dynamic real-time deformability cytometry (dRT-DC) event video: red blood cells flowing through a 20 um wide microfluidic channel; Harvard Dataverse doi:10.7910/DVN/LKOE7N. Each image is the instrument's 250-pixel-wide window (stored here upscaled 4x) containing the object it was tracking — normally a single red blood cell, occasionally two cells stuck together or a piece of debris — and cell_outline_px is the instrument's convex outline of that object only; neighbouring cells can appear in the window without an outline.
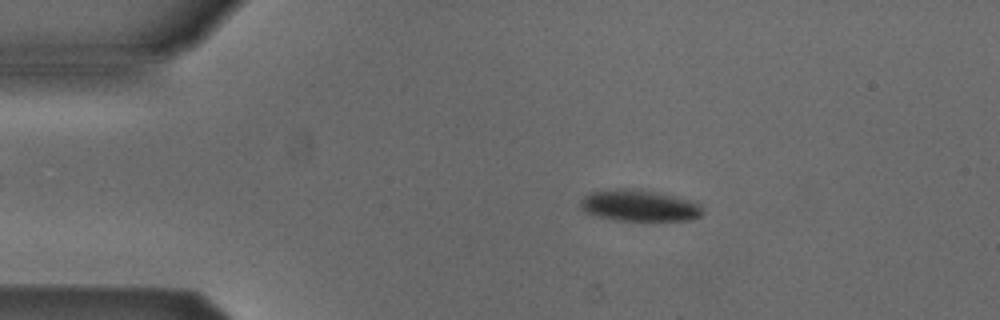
{"species": "Egyptian fruit bat (a non-hibernating species)", "species_latin": "Rousettus aegyptiacus", "temperature_condition": "cold", "stored_images_in_passage": 52, "camera_frame_rate_fps": 3000, "um_per_image_px": 0.085, "animal": {"sex": "male"}, "frame": {"image": 1, "passage_image": 9, "time_ms": 2.667, "image_size_px": [1000, 320], "cell_outline_px": [[704, 212], [700, 216], [692, 220], [616, 220], [596, 216], [584, 212], [580, 208], [580, 204], [584, 196], [592, 192], [616, 188], [628, 188], [652, 192], [696, 200], [700, 204]], "centroid_in_image_um": [54.36, 17.48], "position_along_channel_um": 30.6, "area_um2": 22.37}}
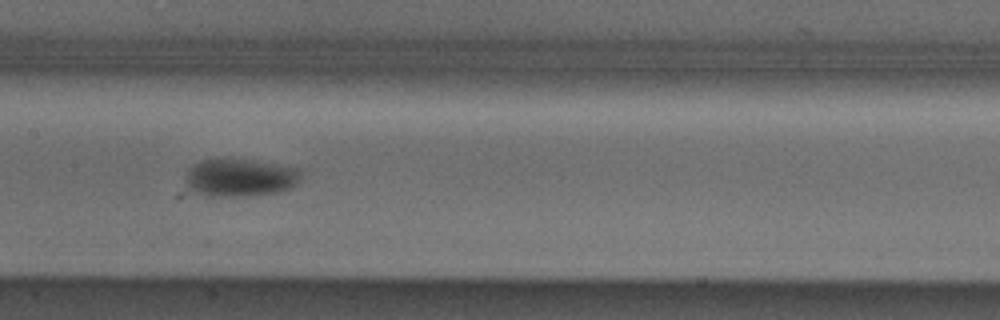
{"frame": {"image": 2, "passage_image": 25, "time_ms": 8.0, "image_size_px": [1000, 320], "cell_outline_px": [[300, 180], [292, 188], [280, 192], [248, 196], [204, 196], [188, 188], [184, 176], [188, 168], [192, 164], [200, 160], [248, 160], [300, 168]], "centroid_in_image_um": [20.39, 15.12], "position_along_channel_um": 187.0, "area_um2": 25.49}}
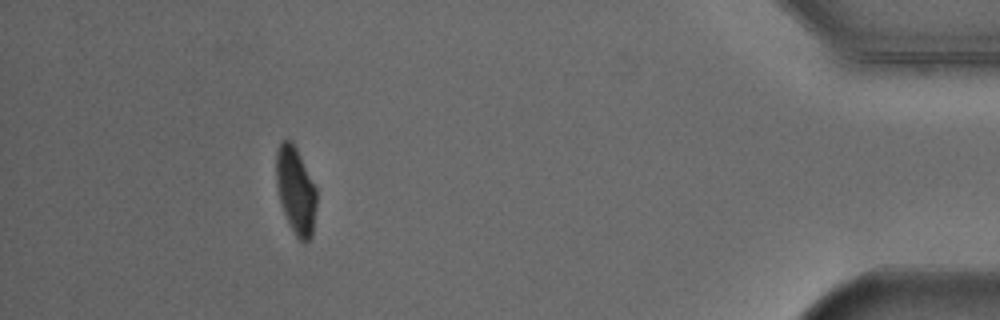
{"frame": {"image": 3, "passage_image": 47, "time_ms": 15.333, "image_size_px": [1000, 320], "cell_outline_px": [[316, 208], [312, 236], [304, 244], [296, 236], [284, 212], [280, 200], [276, 184], [276, 152], [280, 140], [292, 140], [316, 188]], "centroid_in_image_um": [25.13, 16.17], "position_along_channel_um": 410.1, "area_um2": 20.29}, "authors_computed_cell_mechanics": {"area_um2": 22.9177, "velocity_mm_per_s": 3.869, "shape_relaxation_time_tau1_ms": 2.9883, "shape_relaxation_time_tau2_ms": null, "deformation_change_tau1": 0.105, "deformation_change_tau2": null}}